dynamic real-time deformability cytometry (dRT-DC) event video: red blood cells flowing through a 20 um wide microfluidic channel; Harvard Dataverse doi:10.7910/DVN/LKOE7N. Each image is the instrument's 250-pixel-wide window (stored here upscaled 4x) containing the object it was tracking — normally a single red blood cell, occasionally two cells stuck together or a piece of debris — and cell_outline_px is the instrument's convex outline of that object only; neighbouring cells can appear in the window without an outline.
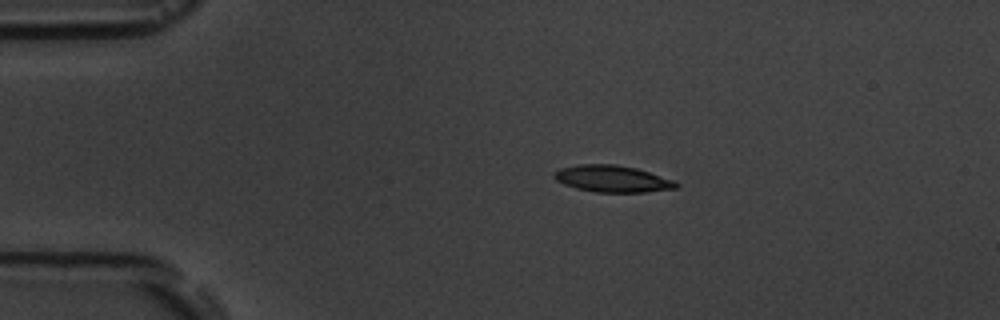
{"species": "common noctule bat (a hibernating species)", "species_latin": "Nyctalus noctula", "temperature_condition": "room temperature", "stored_images_in_passage": 10, "camera_frame_rate_fps": 3000, "um_per_image_px": 0.085, "animal": {"sex": "male", "body_mass_g": 19.5, "forearm_length_mm": 54.6}, "frame": {"image": 1, "passage_image": 4, "time_ms": 3.333, "image_size_px": [1000, 320], "cell_outline_px": [[680, 184], [676, 188], [644, 192], [596, 192], [576, 188], [564, 184], [556, 180], [552, 176], [552, 172], [560, 168], [580, 164], [616, 164], [636, 168], [672, 180]], "centroid_in_image_um": [51.99, 15.19], "position_along_channel_um": 33.0, "area_um2": 18.9}}
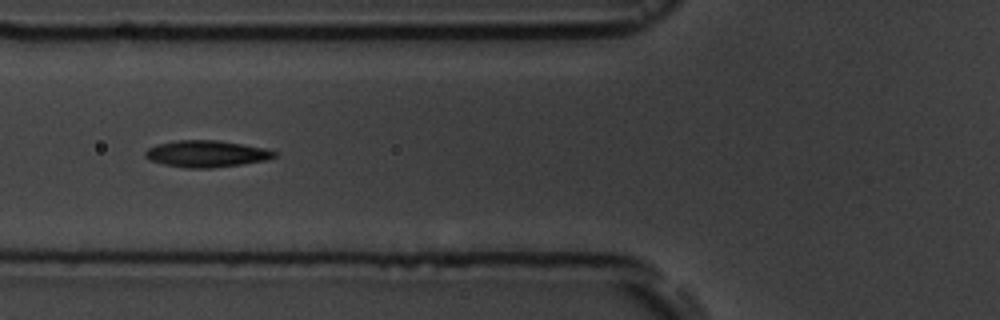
{"frame": {"image": 2, "passage_image": 7, "time_ms": 6.667, "image_size_px": [1000, 320], "cell_outline_px": [[280, 152], [276, 156], [264, 160], [240, 164], [212, 168], [184, 168], [164, 164], [148, 160], [144, 156], [144, 152], [148, 148], [156, 144], [176, 140], [216, 140], [264, 148]], "centroid_in_image_um": [17.5, 13.07], "position_along_channel_um": 108.3, "area_um2": 20.06}}
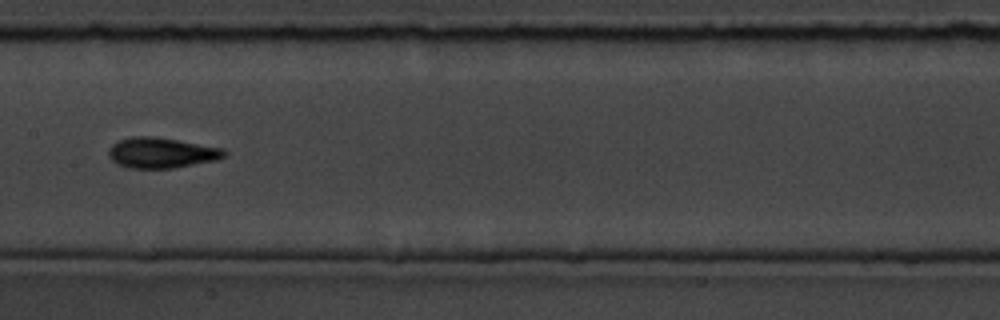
{"frame": {"image": 3, "passage_image": 9, "time_ms": 9.0, "image_size_px": [1000, 320], "cell_outline_px": [[228, 152], [224, 156], [216, 160], [172, 168], [128, 168], [116, 164], [108, 156], [108, 148], [112, 144], [120, 140], [132, 136], [152, 136], [224, 148]], "centroid_in_image_um": [13.69, 12.99], "position_along_channel_um": 193.7, "area_um2": 20.52}}